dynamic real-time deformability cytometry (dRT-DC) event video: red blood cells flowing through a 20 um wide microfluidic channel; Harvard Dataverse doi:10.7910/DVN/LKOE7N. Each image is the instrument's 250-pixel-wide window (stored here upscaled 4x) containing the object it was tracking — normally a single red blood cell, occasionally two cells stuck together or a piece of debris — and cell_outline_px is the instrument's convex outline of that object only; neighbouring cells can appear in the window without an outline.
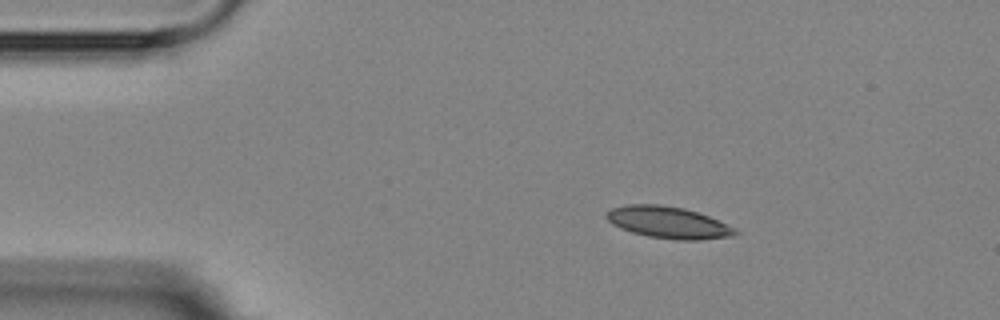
{"species": "Egyptian fruit bat (a non-hibernating species)", "species_latin": "Rousettus aegyptiacus", "temperature_condition": "room temperature", "stored_images_in_passage": 2, "camera_frame_rate_fps": 3000, "um_per_image_px": 0.085, "animal": {"sex": "female"}, "frame": {"image": 1, "passage_image": 1, "time_ms": 0.0, "image_size_px": [1000, 320], "cell_outline_px": [[740, 232], [732, 236], [700, 240], [676, 240], [648, 236], [632, 232], [612, 224], [604, 216], [612, 208], [628, 204], [660, 204], [684, 208], [708, 216], [736, 228]], "centroid_in_image_um": [56.81, 18.91], "position_along_channel_um": 28.2, "area_um2": 23.76}}